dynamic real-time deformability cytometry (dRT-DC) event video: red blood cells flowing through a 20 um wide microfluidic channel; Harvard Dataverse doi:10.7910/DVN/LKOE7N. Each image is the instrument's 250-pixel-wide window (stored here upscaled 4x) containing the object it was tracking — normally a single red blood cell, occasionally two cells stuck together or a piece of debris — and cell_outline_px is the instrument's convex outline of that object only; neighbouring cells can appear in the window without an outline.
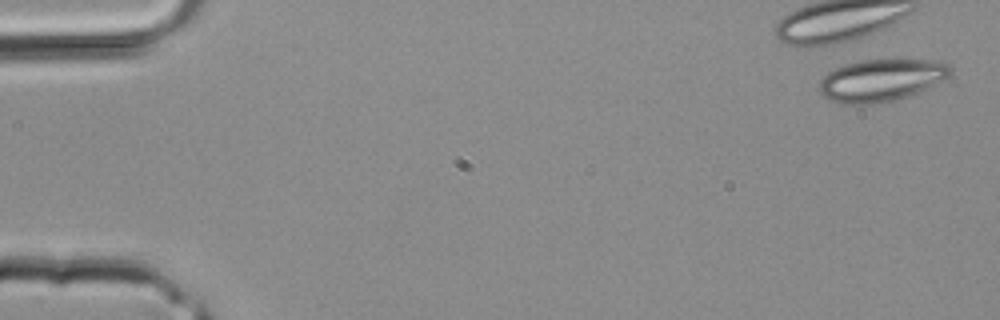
{"species": "common noctule bat (a hibernating species)", "species_latin": "Nyctalus noctula", "temperature_condition": "room temperature", "stored_images_in_passage": 4, "camera_frame_rate_fps": 3000, "um_per_image_px": 0.085, "animal": {"sex": "male", "body_mass_g": 20.4}, "frame": {"image": 1, "passage_image": 1, "time_ms": 0.0, "image_size_px": [1000, 320], "cell_outline_px": [[952, 72], [948, 76], [908, 96], [896, 100], [872, 104], [844, 104], [832, 100], [824, 96], [820, 92], [820, 80], [828, 72], [844, 64], [860, 60], [928, 60], [948, 64], [952, 68]], "centroid_in_image_um": [74.86, 6.82], "position_along_channel_um": 10.1, "area_um2": 31.67}}